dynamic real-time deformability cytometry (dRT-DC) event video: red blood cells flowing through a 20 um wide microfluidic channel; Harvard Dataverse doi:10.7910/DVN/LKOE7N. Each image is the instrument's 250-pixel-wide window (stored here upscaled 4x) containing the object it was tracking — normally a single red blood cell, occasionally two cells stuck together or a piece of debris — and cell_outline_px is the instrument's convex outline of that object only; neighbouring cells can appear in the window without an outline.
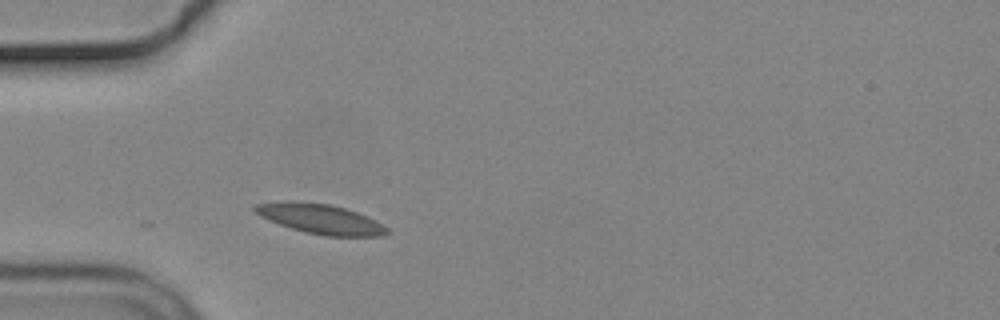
{"species": "common noctule bat (a hibernating species)", "species_latin": "Nyctalus noctula", "temperature_condition": "cold", "stored_images_in_passage": 33, "camera_frame_rate_fps": 3000, "um_per_image_px": 0.085, "animal": {"sex": "male", "body_mass_g": 19.2, "forearm_length_mm": 51.8}, "frame": {"image": 1, "passage_image": 1, "time_ms": 0.0, "image_size_px": [1000, 320], "cell_outline_px": [[392, 232], [384, 236], [324, 236], [304, 232], [268, 220], [260, 216], [252, 208], [256, 204], [328, 204], [344, 208], [356, 212], [376, 220], [388, 228]], "centroid_in_image_um": [27.38, 18.68], "position_along_channel_um": 57.6, "area_um2": 21.91}}
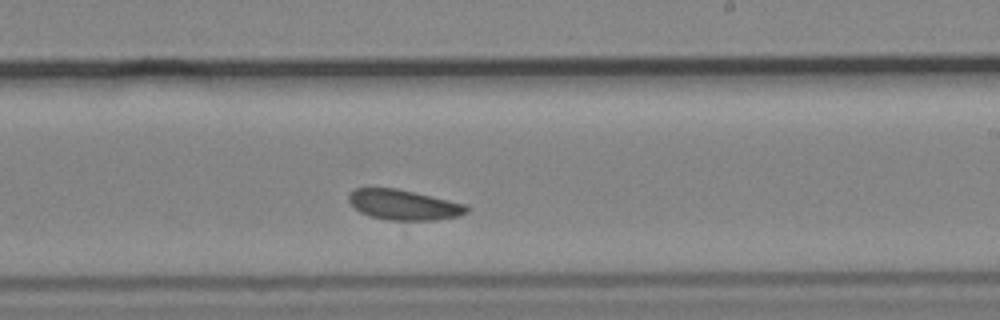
{"frame": {"image": 2, "passage_image": 18, "time_ms": 5.667, "image_size_px": [1000, 320], "cell_outline_px": [[468, 212], [456, 216], [436, 220], [388, 220], [368, 216], [360, 212], [348, 200], [348, 196], [356, 188], [396, 188], [464, 204], [468, 208]], "centroid_in_image_um": [34.28, 17.42], "position_along_channel_um": 254.7, "area_um2": 20.4}}
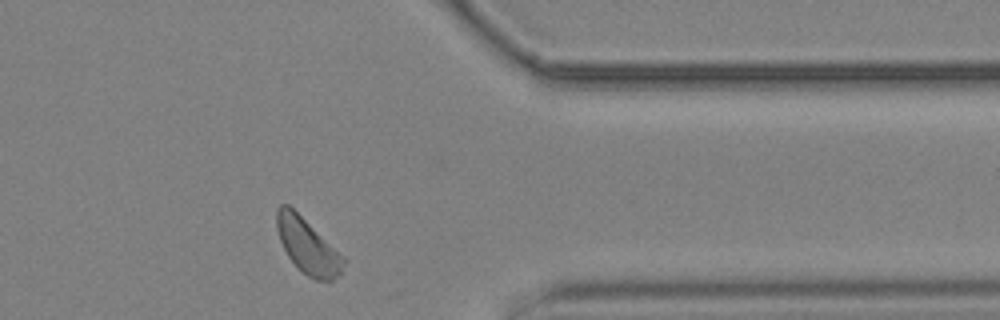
{"frame": {"image": 3, "passage_image": 30, "time_ms": 9.667, "image_size_px": [1000, 320], "cell_outline_px": [[348, 260], [340, 276], [332, 280], [316, 280], [308, 276], [288, 256], [280, 240], [276, 228], [276, 208], [280, 204], [288, 204], [344, 256]], "centroid_in_image_um": [26.18, 20.92], "position_along_channel_um": 385.2, "area_um2": 21.27}, "authors_computed_cell_mechanics": {"area_um2": 21.2126, "velocity_mm_per_s": 3.5838, "shape_relaxation_time_tau1_ms": null, "shape_relaxation_time_tau2_ms": 10.0006, "deformation_change_tau1": null, "deformation_change_tau2": 0.1403}}